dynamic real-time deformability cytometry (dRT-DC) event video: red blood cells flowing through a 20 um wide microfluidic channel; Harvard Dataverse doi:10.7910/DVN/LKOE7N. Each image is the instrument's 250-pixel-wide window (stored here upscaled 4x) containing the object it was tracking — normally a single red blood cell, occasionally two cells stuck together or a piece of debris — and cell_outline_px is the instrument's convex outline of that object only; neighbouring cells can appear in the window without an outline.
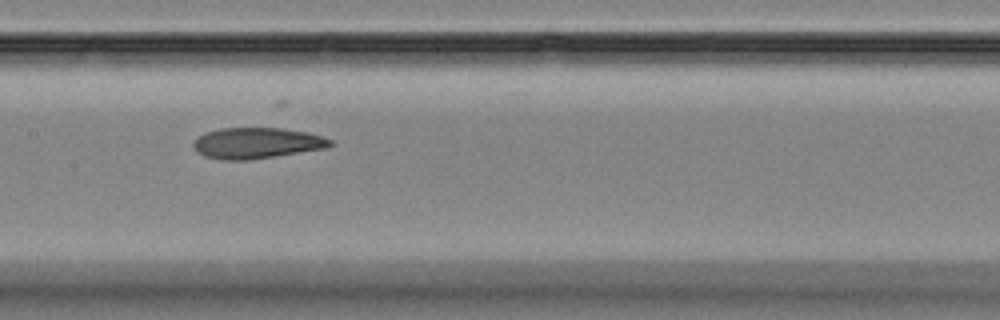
{"species": "Egyptian fruit bat (a non-hibernating species)", "species_latin": "Rousettus aegyptiacus", "temperature_condition": "room temperature", "stored_images_in_passage": 8, "segment_of_instrument_passage": [1, 2], "camera_frame_rate_fps": 3000, "um_per_image_px": 0.085, "animal": {"sex": "female"}, "frame": {"image": 1, "passage_image": 4, "time_ms": 3.333, "image_size_px": [1000, 320], "cell_outline_px": [[336, 144], [328, 148], [248, 160], [220, 160], [204, 156], [196, 152], [192, 148], [192, 140], [196, 136], [204, 132], [220, 128], [280, 128], [308, 132], [332, 140]], "centroid_in_image_um": [21.77, 12.16], "position_along_channel_um": 185.6, "area_um2": 25.09}}
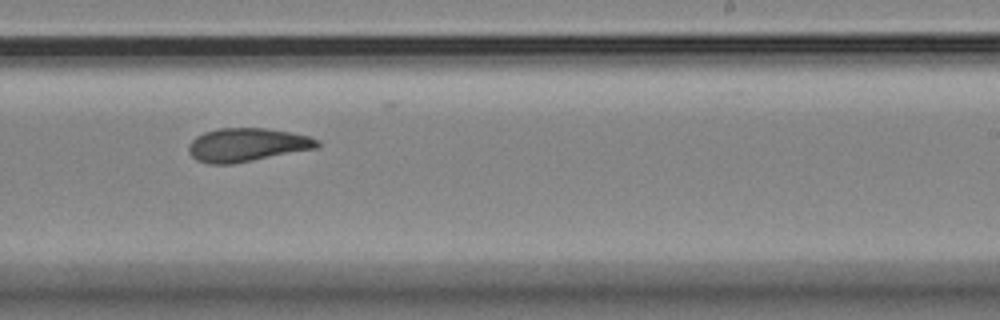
{"frame": {"image": 2, "passage_image": 6, "time_ms": 5.667, "image_size_px": [1000, 320], "cell_outline_px": [[320, 148], [232, 164], [208, 164], [196, 160], [188, 152], [188, 144], [196, 136], [204, 132], [220, 128], [268, 128], [308, 136], [320, 140]], "centroid_in_image_um": [21.0, 12.32], "position_along_channel_um": 268.0, "area_um2": 25.32}}
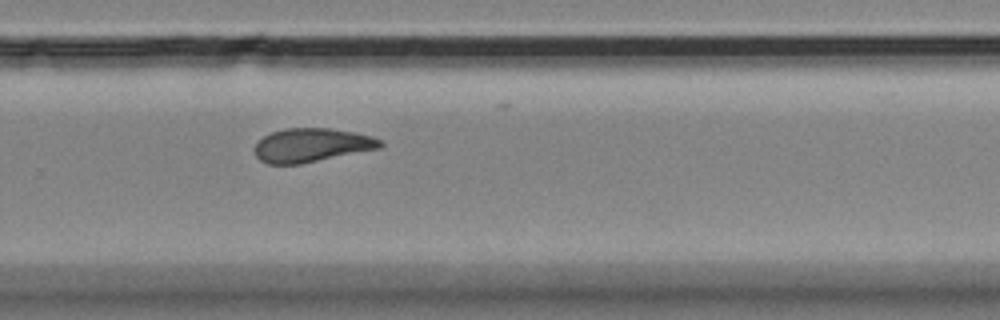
{"frame": {"image": 3, "passage_image": 7, "time_ms": 6.667, "image_size_px": [1000, 320], "cell_outline_px": [[384, 144], [380, 148], [300, 164], [268, 164], [260, 160], [256, 156], [256, 144], [264, 136], [272, 132], [284, 128], [328, 128], [356, 132], [372, 136], [380, 140]], "centroid_in_image_um": [26.51, 12.33], "position_along_channel_um": 303.3, "area_um2": 24.57}}